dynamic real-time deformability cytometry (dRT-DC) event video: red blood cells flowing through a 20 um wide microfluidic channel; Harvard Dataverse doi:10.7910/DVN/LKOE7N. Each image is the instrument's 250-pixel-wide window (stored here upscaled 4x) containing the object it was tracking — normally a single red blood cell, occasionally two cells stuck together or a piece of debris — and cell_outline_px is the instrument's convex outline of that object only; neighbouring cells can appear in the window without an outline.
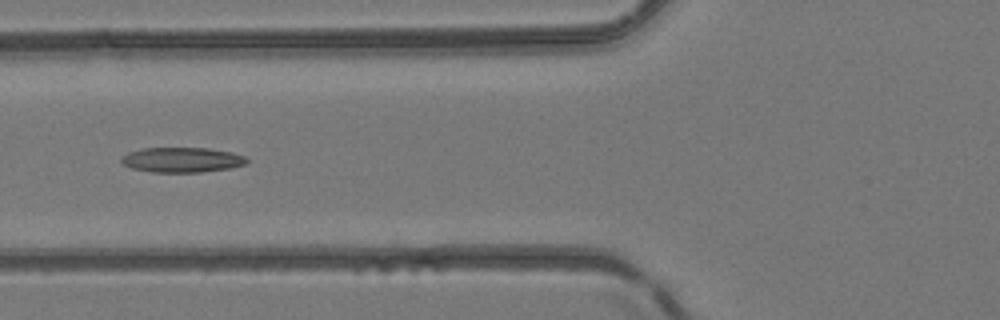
{"species": "common noctule bat (a hibernating species)", "species_latin": "Nyctalus noctula", "temperature_condition": "room temperature", "stored_images_in_passage": 5, "camera_frame_rate_fps": 3000, "um_per_image_px": 0.085, "animal": {"sex": "female", "body_mass_g": 24.6, "forearm_length_mm": 56.2}, "frame": {"image": 1, "passage_image": 5, "time_ms": 5.333, "image_size_px": [1000, 320], "cell_outline_px": [[248, 160], [244, 164], [228, 168], [200, 172], [152, 172], [132, 168], [124, 164], [120, 160], [128, 152], [144, 148], [208, 148], [232, 152], [244, 156]], "centroid_in_image_um": [15.46, 13.58], "position_along_channel_um": 110.3, "area_um2": 18.03}}